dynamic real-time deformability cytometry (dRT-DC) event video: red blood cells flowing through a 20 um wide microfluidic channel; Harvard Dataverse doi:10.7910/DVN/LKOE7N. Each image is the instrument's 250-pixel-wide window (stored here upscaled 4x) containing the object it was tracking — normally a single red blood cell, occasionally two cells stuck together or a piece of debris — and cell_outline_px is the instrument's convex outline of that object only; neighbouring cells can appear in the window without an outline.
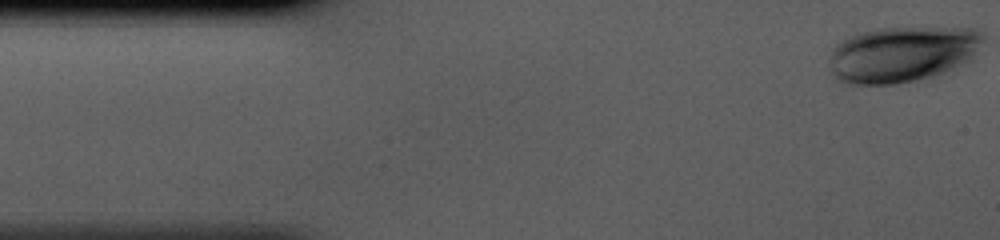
{"species": "human", "species_latin": "Homo sapiens", "temperature_condition": "cold", "stored_images_in_passage": 37, "camera_frame_rate_fps": 3000, "um_per_image_px": 0.085, "donor": {"sex": "male"}, "frame": {"image": 1, "passage_image": 1, "time_ms": 0.0, "image_size_px": [1000, 240], "cell_outline_px": [[984, 40], [972, 60], [944, 72], [932, 76], [916, 80], [896, 84], [848, 84], [836, 80], [832, 72], [832, 48], [836, 44], [860, 32], [880, 28], [972, 28], [984, 32]], "centroid_in_image_um": [76.74, 4.6], "position_along_channel_um": 8.3, "area_um2": 49.94}}
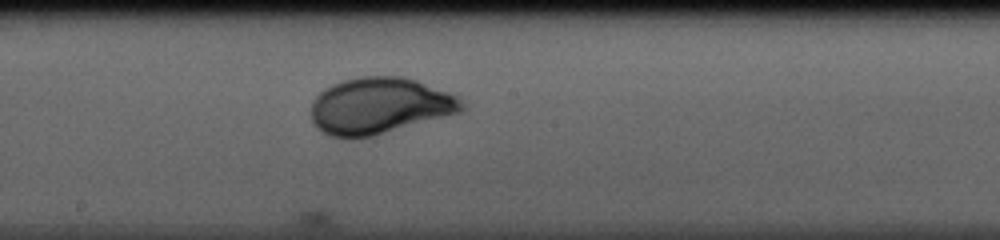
{"frame": {"image": 2, "passage_image": 22, "time_ms": 7.0, "image_size_px": [1000, 240], "cell_outline_px": [[464, 108], [460, 112], [372, 136], [352, 140], [348, 140], [328, 136], [316, 128], [312, 120], [312, 100], [324, 88], [332, 84], [344, 80], [360, 76], [404, 76], [416, 80], [448, 92], [456, 96], [464, 104]], "centroid_in_image_um": [32.2, 9.01], "position_along_channel_um": 216.0, "area_um2": 49.71}}
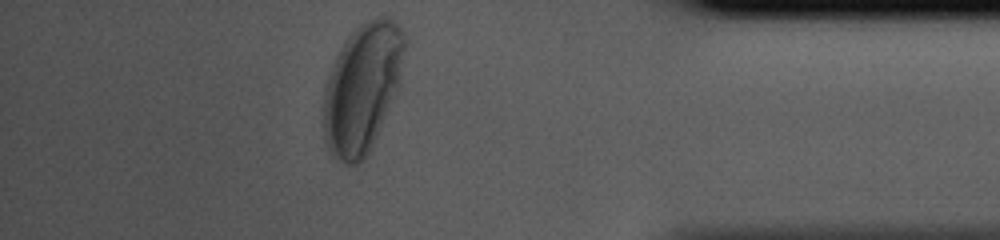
{"frame": {"image": 3, "passage_image": 37, "time_ms": 12.0, "image_size_px": [1000, 240], "cell_outline_px": [[408, 40], [400, 84], [368, 156], [356, 168], [340, 160], [328, 152], [324, 140], [324, 88], [336, 56], [352, 32], [360, 24], [380, 16], [388, 16], [396, 20], [404, 32]], "centroid_in_image_um": [30.84, 7.49], "position_along_channel_um": 404.4, "area_um2": 61.73}}